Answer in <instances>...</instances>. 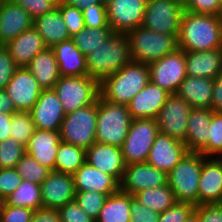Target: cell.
Returning <instances> with one entry per match:
<instances>
[{
    "label": "cell",
    "instance_id": "6da1fadb",
    "mask_svg": "<svg viewBox=\"0 0 222 222\" xmlns=\"http://www.w3.org/2000/svg\"><path fill=\"white\" fill-rule=\"evenodd\" d=\"M178 47L185 52L222 48V22L217 15L184 10L180 20Z\"/></svg>",
    "mask_w": 222,
    "mask_h": 222
},
{
    "label": "cell",
    "instance_id": "7a4b0ae2",
    "mask_svg": "<svg viewBox=\"0 0 222 222\" xmlns=\"http://www.w3.org/2000/svg\"><path fill=\"white\" fill-rule=\"evenodd\" d=\"M149 82V65L131 61L105 77L99 83V93L108 102L127 105Z\"/></svg>",
    "mask_w": 222,
    "mask_h": 222
},
{
    "label": "cell",
    "instance_id": "3957f363",
    "mask_svg": "<svg viewBox=\"0 0 222 222\" xmlns=\"http://www.w3.org/2000/svg\"><path fill=\"white\" fill-rule=\"evenodd\" d=\"M131 61L127 34L113 33L109 39L86 55L88 76L100 83Z\"/></svg>",
    "mask_w": 222,
    "mask_h": 222
},
{
    "label": "cell",
    "instance_id": "277c9868",
    "mask_svg": "<svg viewBox=\"0 0 222 222\" xmlns=\"http://www.w3.org/2000/svg\"><path fill=\"white\" fill-rule=\"evenodd\" d=\"M127 105L97 97L96 142L122 147L131 123Z\"/></svg>",
    "mask_w": 222,
    "mask_h": 222
},
{
    "label": "cell",
    "instance_id": "5b68a950",
    "mask_svg": "<svg viewBox=\"0 0 222 222\" xmlns=\"http://www.w3.org/2000/svg\"><path fill=\"white\" fill-rule=\"evenodd\" d=\"M127 36L134 62L149 65L179 48L176 36L157 33L142 25L129 31Z\"/></svg>",
    "mask_w": 222,
    "mask_h": 222
},
{
    "label": "cell",
    "instance_id": "8992f818",
    "mask_svg": "<svg viewBox=\"0 0 222 222\" xmlns=\"http://www.w3.org/2000/svg\"><path fill=\"white\" fill-rule=\"evenodd\" d=\"M202 154L188 152L184 158L168 172V184L177 202L198 205L199 179L202 171Z\"/></svg>",
    "mask_w": 222,
    "mask_h": 222
},
{
    "label": "cell",
    "instance_id": "52a82bcc",
    "mask_svg": "<svg viewBox=\"0 0 222 222\" xmlns=\"http://www.w3.org/2000/svg\"><path fill=\"white\" fill-rule=\"evenodd\" d=\"M97 100L65 115L60 139L87 150L96 142Z\"/></svg>",
    "mask_w": 222,
    "mask_h": 222
},
{
    "label": "cell",
    "instance_id": "ba28073f",
    "mask_svg": "<svg viewBox=\"0 0 222 222\" xmlns=\"http://www.w3.org/2000/svg\"><path fill=\"white\" fill-rule=\"evenodd\" d=\"M65 114L93 104L99 93V82L86 76H61L54 86Z\"/></svg>",
    "mask_w": 222,
    "mask_h": 222
},
{
    "label": "cell",
    "instance_id": "9c48e42d",
    "mask_svg": "<svg viewBox=\"0 0 222 222\" xmlns=\"http://www.w3.org/2000/svg\"><path fill=\"white\" fill-rule=\"evenodd\" d=\"M158 133L156 119H132L127 137L121 147L124 163L129 165L146 162Z\"/></svg>",
    "mask_w": 222,
    "mask_h": 222
},
{
    "label": "cell",
    "instance_id": "30bf717a",
    "mask_svg": "<svg viewBox=\"0 0 222 222\" xmlns=\"http://www.w3.org/2000/svg\"><path fill=\"white\" fill-rule=\"evenodd\" d=\"M184 7L176 0H147L142 26L178 38Z\"/></svg>",
    "mask_w": 222,
    "mask_h": 222
},
{
    "label": "cell",
    "instance_id": "8fae6325",
    "mask_svg": "<svg viewBox=\"0 0 222 222\" xmlns=\"http://www.w3.org/2000/svg\"><path fill=\"white\" fill-rule=\"evenodd\" d=\"M192 106L176 94H170L156 121L159 133L185 143L187 123Z\"/></svg>",
    "mask_w": 222,
    "mask_h": 222
},
{
    "label": "cell",
    "instance_id": "7c38bea8",
    "mask_svg": "<svg viewBox=\"0 0 222 222\" xmlns=\"http://www.w3.org/2000/svg\"><path fill=\"white\" fill-rule=\"evenodd\" d=\"M150 81L175 94L180 83L187 76L185 51L177 49L161 59L149 64Z\"/></svg>",
    "mask_w": 222,
    "mask_h": 222
},
{
    "label": "cell",
    "instance_id": "4fadbf2b",
    "mask_svg": "<svg viewBox=\"0 0 222 222\" xmlns=\"http://www.w3.org/2000/svg\"><path fill=\"white\" fill-rule=\"evenodd\" d=\"M147 0H113L107 7V20L114 33L127 34L142 25Z\"/></svg>",
    "mask_w": 222,
    "mask_h": 222
},
{
    "label": "cell",
    "instance_id": "5bb4252c",
    "mask_svg": "<svg viewBox=\"0 0 222 222\" xmlns=\"http://www.w3.org/2000/svg\"><path fill=\"white\" fill-rule=\"evenodd\" d=\"M168 184L167 173L147 162L126 165L120 190L134 195L139 191Z\"/></svg>",
    "mask_w": 222,
    "mask_h": 222
},
{
    "label": "cell",
    "instance_id": "9a60e30c",
    "mask_svg": "<svg viewBox=\"0 0 222 222\" xmlns=\"http://www.w3.org/2000/svg\"><path fill=\"white\" fill-rule=\"evenodd\" d=\"M4 90L16 111L29 112L43 89L26 67H18Z\"/></svg>",
    "mask_w": 222,
    "mask_h": 222
},
{
    "label": "cell",
    "instance_id": "2e32d148",
    "mask_svg": "<svg viewBox=\"0 0 222 222\" xmlns=\"http://www.w3.org/2000/svg\"><path fill=\"white\" fill-rule=\"evenodd\" d=\"M29 113L36 129L48 131H60L66 115L54 89H43Z\"/></svg>",
    "mask_w": 222,
    "mask_h": 222
},
{
    "label": "cell",
    "instance_id": "e0dca14e",
    "mask_svg": "<svg viewBox=\"0 0 222 222\" xmlns=\"http://www.w3.org/2000/svg\"><path fill=\"white\" fill-rule=\"evenodd\" d=\"M43 208L60 209L75 200L73 174L50 171L47 178L40 184Z\"/></svg>",
    "mask_w": 222,
    "mask_h": 222
},
{
    "label": "cell",
    "instance_id": "ac0fdd59",
    "mask_svg": "<svg viewBox=\"0 0 222 222\" xmlns=\"http://www.w3.org/2000/svg\"><path fill=\"white\" fill-rule=\"evenodd\" d=\"M188 152L185 143L158 133L146 162L168 174Z\"/></svg>",
    "mask_w": 222,
    "mask_h": 222
},
{
    "label": "cell",
    "instance_id": "d6986e66",
    "mask_svg": "<svg viewBox=\"0 0 222 222\" xmlns=\"http://www.w3.org/2000/svg\"><path fill=\"white\" fill-rule=\"evenodd\" d=\"M85 160L121 183L126 167L121 147L95 142L86 150Z\"/></svg>",
    "mask_w": 222,
    "mask_h": 222
},
{
    "label": "cell",
    "instance_id": "ffe728a7",
    "mask_svg": "<svg viewBox=\"0 0 222 222\" xmlns=\"http://www.w3.org/2000/svg\"><path fill=\"white\" fill-rule=\"evenodd\" d=\"M32 27L33 19L24 8L10 0L0 1V46Z\"/></svg>",
    "mask_w": 222,
    "mask_h": 222
},
{
    "label": "cell",
    "instance_id": "44dd1931",
    "mask_svg": "<svg viewBox=\"0 0 222 222\" xmlns=\"http://www.w3.org/2000/svg\"><path fill=\"white\" fill-rule=\"evenodd\" d=\"M170 93L151 81L127 104L132 119H156Z\"/></svg>",
    "mask_w": 222,
    "mask_h": 222
},
{
    "label": "cell",
    "instance_id": "7402d4cb",
    "mask_svg": "<svg viewBox=\"0 0 222 222\" xmlns=\"http://www.w3.org/2000/svg\"><path fill=\"white\" fill-rule=\"evenodd\" d=\"M222 161L216 157H206L202 161L199 179L198 205L221 204Z\"/></svg>",
    "mask_w": 222,
    "mask_h": 222
},
{
    "label": "cell",
    "instance_id": "603a6c76",
    "mask_svg": "<svg viewBox=\"0 0 222 222\" xmlns=\"http://www.w3.org/2000/svg\"><path fill=\"white\" fill-rule=\"evenodd\" d=\"M75 191H94L107 196L120 190V183L111 175L85 162L74 174Z\"/></svg>",
    "mask_w": 222,
    "mask_h": 222
},
{
    "label": "cell",
    "instance_id": "cb8c5ba5",
    "mask_svg": "<svg viewBox=\"0 0 222 222\" xmlns=\"http://www.w3.org/2000/svg\"><path fill=\"white\" fill-rule=\"evenodd\" d=\"M60 142L59 131L36 129L26 146V153L52 171Z\"/></svg>",
    "mask_w": 222,
    "mask_h": 222
},
{
    "label": "cell",
    "instance_id": "d4e9b609",
    "mask_svg": "<svg viewBox=\"0 0 222 222\" xmlns=\"http://www.w3.org/2000/svg\"><path fill=\"white\" fill-rule=\"evenodd\" d=\"M187 76L215 79L222 70V48L185 52Z\"/></svg>",
    "mask_w": 222,
    "mask_h": 222
},
{
    "label": "cell",
    "instance_id": "484cf974",
    "mask_svg": "<svg viewBox=\"0 0 222 222\" xmlns=\"http://www.w3.org/2000/svg\"><path fill=\"white\" fill-rule=\"evenodd\" d=\"M214 79L186 76L176 95L192 108L211 109Z\"/></svg>",
    "mask_w": 222,
    "mask_h": 222
},
{
    "label": "cell",
    "instance_id": "4316f807",
    "mask_svg": "<svg viewBox=\"0 0 222 222\" xmlns=\"http://www.w3.org/2000/svg\"><path fill=\"white\" fill-rule=\"evenodd\" d=\"M4 47L9 51L17 67H26L39 52L46 48L42 37L34 27L22 32Z\"/></svg>",
    "mask_w": 222,
    "mask_h": 222
},
{
    "label": "cell",
    "instance_id": "83f0119b",
    "mask_svg": "<svg viewBox=\"0 0 222 222\" xmlns=\"http://www.w3.org/2000/svg\"><path fill=\"white\" fill-rule=\"evenodd\" d=\"M212 109L193 108L187 123L185 145L189 152L200 153L208 144Z\"/></svg>",
    "mask_w": 222,
    "mask_h": 222
},
{
    "label": "cell",
    "instance_id": "f1b7e54d",
    "mask_svg": "<svg viewBox=\"0 0 222 222\" xmlns=\"http://www.w3.org/2000/svg\"><path fill=\"white\" fill-rule=\"evenodd\" d=\"M61 76H86V56L76 47L72 39L52 47Z\"/></svg>",
    "mask_w": 222,
    "mask_h": 222
},
{
    "label": "cell",
    "instance_id": "f546056e",
    "mask_svg": "<svg viewBox=\"0 0 222 222\" xmlns=\"http://www.w3.org/2000/svg\"><path fill=\"white\" fill-rule=\"evenodd\" d=\"M42 89H54L61 77L52 48L46 47L39 52L26 66Z\"/></svg>",
    "mask_w": 222,
    "mask_h": 222
},
{
    "label": "cell",
    "instance_id": "4dcf8cb0",
    "mask_svg": "<svg viewBox=\"0 0 222 222\" xmlns=\"http://www.w3.org/2000/svg\"><path fill=\"white\" fill-rule=\"evenodd\" d=\"M33 27L42 37L45 46L49 48L71 39L58 7L34 19Z\"/></svg>",
    "mask_w": 222,
    "mask_h": 222
},
{
    "label": "cell",
    "instance_id": "1f68e13d",
    "mask_svg": "<svg viewBox=\"0 0 222 222\" xmlns=\"http://www.w3.org/2000/svg\"><path fill=\"white\" fill-rule=\"evenodd\" d=\"M131 195L119 190L107 196L95 222H130Z\"/></svg>",
    "mask_w": 222,
    "mask_h": 222
},
{
    "label": "cell",
    "instance_id": "d6a6232c",
    "mask_svg": "<svg viewBox=\"0 0 222 222\" xmlns=\"http://www.w3.org/2000/svg\"><path fill=\"white\" fill-rule=\"evenodd\" d=\"M133 197L144 207H148L158 213L164 212L177 202L169 184L139 191Z\"/></svg>",
    "mask_w": 222,
    "mask_h": 222
},
{
    "label": "cell",
    "instance_id": "836d02e7",
    "mask_svg": "<svg viewBox=\"0 0 222 222\" xmlns=\"http://www.w3.org/2000/svg\"><path fill=\"white\" fill-rule=\"evenodd\" d=\"M86 150L61 141L55 162V171L74 174L85 162Z\"/></svg>",
    "mask_w": 222,
    "mask_h": 222
},
{
    "label": "cell",
    "instance_id": "e575fe53",
    "mask_svg": "<svg viewBox=\"0 0 222 222\" xmlns=\"http://www.w3.org/2000/svg\"><path fill=\"white\" fill-rule=\"evenodd\" d=\"M7 205L24 207L33 211L43 208L40 185L31 181L22 180L19 187L7 198Z\"/></svg>",
    "mask_w": 222,
    "mask_h": 222
},
{
    "label": "cell",
    "instance_id": "d590c367",
    "mask_svg": "<svg viewBox=\"0 0 222 222\" xmlns=\"http://www.w3.org/2000/svg\"><path fill=\"white\" fill-rule=\"evenodd\" d=\"M113 33L109 24L106 27L98 28L84 27L83 30L71 36V39L82 54L86 56L90 51L109 39Z\"/></svg>",
    "mask_w": 222,
    "mask_h": 222
},
{
    "label": "cell",
    "instance_id": "8d00e7d4",
    "mask_svg": "<svg viewBox=\"0 0 222 222\" xmlns=\"http://www.w3.org/2000/svg\"><path fill=\"white\" fill-rule=\"evenodd\" d=\"M10 129V137L26 147L36 127L29 112L17 111L12 115Z\"/></svg>",
    "mask_w": 222,
    "mask_h": 222
},
{
    "label": "cell",
    "instance_id": "74e56055",
    "mask_svg": "<svg viewBox=\"0 0 222 222\" xmlns=\"http://www.w3.org/2000/svg\"><path fill=\"white\" fill-rule=\"evenodd\" d=\"M15 169L22 177V180L31 181L39 185L47 178L51 171L27 153H25L21 160L16 164Z\"/></svg>",
    "mask_w": 222,
    "mask_h": 222
},
{
    "label": "cell",
    "instance_id": "f35d334b",
    "mask_svg": "<svg viewBox=\"0 0 222 222\" xmlns=\"http://www.w3.org/2000/svg\"><path fill=\"white\" fill-rule=\"evenodd\" d=\"M209 142L200 152L204 157H218L222 152V112H214L208 128Z\"/></svg>",
    "mask_w": 222,
    "mask_h": 222
},
{
    "label": "cell",
    "instance_id": "ab89813d",
    "mask_svg": "<svg viewBox=\"0 0 222 222\" xmlns=\"http://www.w3.org/2000/svg\"><path fill=\"white\" fill-rule=\"evenodd\" d=\"M26 153V147L9 137L0 142V169L15 168Z\"/></svg>",
    "mask_w": 222,
    "mask_h": 222
},
{
    "label": "cell",
    "instance_id": "60d3db41",
    "mask_svg": "<svg viewBox=\"0 0 222 222\" xmlns=\"http://www.w3.org/2000/svg\"><path fill=\"white\" fill-rule=\"evenodd\" d=\"M107 195L94 191H75V201L94 220L99 215Z\"/></svg>",
    "mask_w": 222,
    "mask_h": 222
},
{
    "label": "cell",
    "instance_id": "b9f144b4",
    "mask_svg": "<svg viewBox=\"0 0 222 222\" xmlns=\"http://www.w3.org/2000/svg\"><path fill=\"white\" fill-rule=\"evenodd\" d=\"M57 7L59 8L70 36H73L75 33L84 29L85 23L82 11L62 2L57 3Z\"/></svg>",
    "mask_w": 222,
    "mask_h": 222
},
{
    "label": "cell",
    "instance_id": "7bdbcfd3",
    "mask_svg": "<svg viewBox=\"0 0 222 222\" xmlns=\"http://www.w3.org/2000/svg\"><path fill=\"white\" fill-rule=\"evenodd\" d=\"M195 205L190 202H176L173 206L160 213L158 222H185L194 211Z\"/></svg>",
    "mask_w": 222,
    "mask_h": 222
},
{
    "label": "cell",
    "instance_id": "ee69618b",
    "mask_svg": "<svg viewBox=\"0 0 222 222\" xmlns=\"http://www.w3.org/2000/svg\"><path fill=\"white\" fill-rule=\"evenodd\" d=\"M24 8L34 20L57 7L55 0H10Z\"/></svg>",
    "mask_w": 222,
    "mask_h": 222
},
{
    "label": "cell",
    "instance_id": "f6af8a7d",
    "mask_svg": "<svg viewBox=\"0 0 222 222\" xmlns=\"http://www.w3.org/2000/svg\"><path fill=\"white\" fill-rule=\"evenodd\" d=\"M58 213L61 222H95L92 217L79 207L75 200L58 209Z\"/></svg>",
    "mask_w": 222,
    "mask_h": 222
},
{
    "label": "cell",
    "instance_id": "bcb514c9",
    "mask_svg": "<svg viewBox=\"0 0 222 222\" xmlns=\"http://www.w3.org/2000/svg\"><path fill=\"white\" fill-rule=\"evenodd\" d=\"M22 177L15 168L0 169V195L7 198L21 184Z\"/></svg>",
    "mask_w": 222,
    "mask_h": 222
},
{
    "label": "cell",
    "instance_id": "7dc6e473",
    "mask_svg": "<svg viewBox=\"0 0 222 222\" xmlns=\"http://www.w3.org/2000/svg\"><path fill=\"white\" fill-rule=\"evenodd\" d=\"M82 14L85 27L98 28L108 25L106 5H95L90 9L86 8L82 11Z\"/></svg>",
    "mask_w": 222,
    "mask_h": 222
},
{
    "label": "cell",
    "instance_id": "c3c4849f",
    "mask_svg": "<svg viewBox=\"0 0 222 222\" xmlns=\"http://www.w3.org/2000/svg\"><path fill=\"white\" fill-rule=\"evenodd\" d=\"M160 213L144 207L131 195L130 222H158Z\"/></svg>",
    "mask_w": 222,
    "mask_h": 222
},
{
    "label": "cell",
    "instance_id": "681fc988",
    "mask_svg": "<svg viewBox=\"0 0 222 222\" xmlns=\"http://www.w3.org/2000/svg\"><path fill=\"white\" fill-rule=\"evenodd\" d=\"M18 67L14 63L13 58L10 56L9 51L0 46V89H5L6 85L14 75L15 70Z\"/></svg>",
    "mask_w": 222,
    "mask_h": 222
},
{
    "label": "cell",
    "instance_id": "f907efd6",
    "mask_svg": "<svg viewBox=\"0 0 222 222\" xmlns=\"http://www.w3.org/2000/svg\"><path fill=\"white\" fill-rule=\"evenodd\" d=\"M194 211L198 214L200 222H222V204L195 205Z\"/></svg>",
    "mask_w": 222,
    "mask_h": 222
},
{
    "label": "cell",
    "instance_id": "816d5d0a",
    "mask_svg": "<svg viewBox=\"0 0 222 222\" xmlns=\"http://www.w3.org/2000/svg\"><path fill=\"white\" fill-rule=\"evenodd\" d=\"M33 210L24 207L5 206L0 216V222H30Z\"/></svg>",
    "mask_w": 222,
    "mask_h": 222
},
{
    "label": "cell",
    "instance_id": "f5cc1de1",
    "mask_svg": "<svg viewBox=\"0 0 222 222\" xmlns=\"http://www.w3.org/2000/svg\"><path fill=\"white\" fill-rule=\"evenodd\" d=\"M222 0H190L184 10L198 14L217 15Z\"/></svg>",
    "mask_w": 222,
    "mask_h": 222
},
{
    "label": "cell",
    "instance_id": "db71d44e",
    "mask_svg": "<svg viewBox=\"0 0 222 222\" xmlns=\"http://www.w3.org/2000/svg\"><path fill=\"white\" fill-rule=\"evenodd\" d=\"M30 222H61L57 209L40 208L33 212Z\"/></svg>",
    "mask_w": 222,
    "mask_h": 222
},
{
    "label": "cell",
    "instance_id": "11a10c76",
    "mask_svg": "<svg viewBox=\"0 0 222 222\" xmlns=\"http://www.w3.org/2000/svg\"><path fill=\"white\" fill-rule=\"evenodd\" d=\"M211 109L213 112H222V70L214 79Z\"/></svg>",
    "mask_w": 222,
    "mask_h": 222
},
{
    "label": "cell",
    "instance_id": "9f6ffc18",
    "mask_svg": "<svg viewBox=\"0 0 222 222\" xmlns=\"http://www.w3.org/2000/svg\"><path fill=\"white\" fill-rule=\"evenodd\" d=\"M12 115L0 112V142L10 137Z\"/></svg>",
    "mask_w": 222,
    "mask_h": 222
},
{
    "label": "cell",
    "instance_id": "6f0895ef",
    "mask_svg": "<svg viewBox=\"0 0 222 222\" xmlns=\"http://www.w3.org/2000/svg\"><path fill=\"white\" fill-rule=\"evenodd\" d=\"M0 112L8 114H14L17 112L10 96L4 89H0Z\"/></svg>",
    "mask_w": 222,
    "mask_h": 222
},
{
    "label": "cell",
    "instance_id": "680465c9",
    "mask_svg": "<svg viewBox=\"0 0 222 222\" xmlns=\"http://www.w3.org/2000/svg\"><path fill=\"white\" fill-rule=\"evenodd\" d=\"M62 3L76 7L80 11H83L86 8L90 9L95 5H104L101 0H64Z\"/></svg>",
    "mask_w": 222,
    "mask_h": 222
},
{
    "label": "cell",
    "instance_id": "91938a15",
    "mask_svg": "<svg viewBox=\"0 0 222 222\" xmlns=\"http://www.w3.org/2000/svg\"><path fill=\"white\" fill-rule=\"evenodd\" d=\"M185 222H200L198 218V214L193 211L185 220Z\"/></svg>",
    "mask_w": 222,
    "mask_h": 222
},
{
    "label": "cell",
    "instance_id": "94428289",
    "mask_svg": "<svg viewBox=\"0 0 222 222\" xmlns=\"http://www.w3.org/2000/svg\"><path fill=\"white\" fill-rule=\"evenodd\" d=\"M6 204H7L6 198L0 195V216L2 212L4 211Z\"/></svg>",
    "mask_w": 222,
    "mask_h": 222
},
{
    "label": "cell",
    "instance_id": "6125c7cd",
    "mask_svg": "<svg viewBox=\"0 0 222 222\" xmlns=\"http://www.w3.org/2000/svg\"><path fill=\"white\" fill-rule=\"evenodd\" d=\"M177 2H179L183 7H185L190 0H176Z\"/></svg>",
    "mask_w": 222,
    "mask_h": 222
},
{
    "label": "cell",
    "instance_id": "be15d7a7",
    "mask_svg": "<svg viewBox=\"0 0 222 222\" xmlns=\"http://www.w3.org/2000/svg\"><path fill=\"white\" fill-rule=\"evenodd\" d=\"M217 17L221 20L222 22V1H221V5H220V9H219V12L217 14Z\"/></svg>",
    "mask_w": 222,
    "mask_h": 222
},
{
    "label": "cell",
    "instance_id": "e7e4bbea",
    "mask_svg": "<svg viewBox=\"0 0 222 222\" xmlns=\"http://www.w3.org/2000/svg\"><path fill=\"white\" fill-rule=\"evenodd\" d=\"M102 1V3L104 4V5H107V4H109L110 2H112L113 0H101Z\"/></svg>",
    "mask_w": 222,
    "mask_h": 222
},
{
    "label": "cell",
    "instance_id": "03108f58",
    "mask_svg": "<svg viewBox=\"0 0 222 222\" xmlns=\"http://www.w3.org/2000/svg\"><path fill=\"white\" fill-rule=\"evenodd\" d=\"M220 161H222V152L221 154L217 157Z\"/></svg>",
    "mask_w": 222,
    "mask_h": 222
},
{
    "label": "cell",
    "instance_id": "003e7915",
    "mask_svg": "<svg viewBox=\"0 0 222 222\" xmlns=\"http://www.w3.org/2000/svg\"><path fill=\"white\" fill-rule=\"evenodd\" d=\"M57 3H61L63 2L64 0H55Z\"/></svg>",
    "mask_w": 222,
    "mask_h": 222
}]
</instances>
